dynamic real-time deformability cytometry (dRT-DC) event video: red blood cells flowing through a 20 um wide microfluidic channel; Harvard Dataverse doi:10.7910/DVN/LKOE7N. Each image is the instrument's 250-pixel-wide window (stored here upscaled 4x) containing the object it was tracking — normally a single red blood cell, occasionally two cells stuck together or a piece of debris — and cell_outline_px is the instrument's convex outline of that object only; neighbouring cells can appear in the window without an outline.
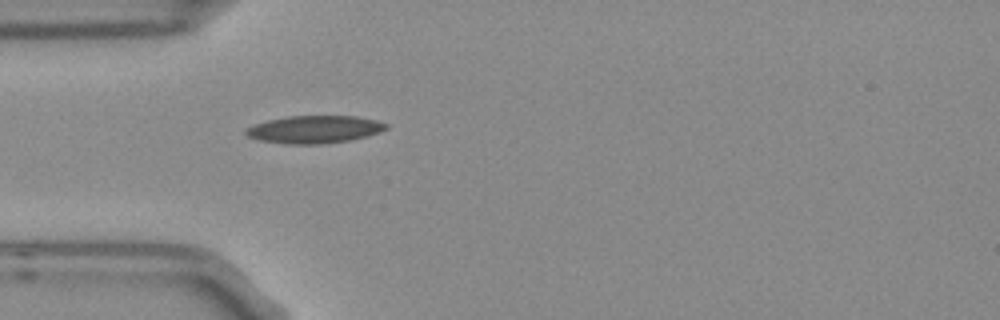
{"species": "Egyptian fruit bat (a non-hibernating species)", "species_latin": "Rousettus aegyptiacus", "temperature_condition": "room temperature", "stored_images_in_passage": 2, "camera_frame_rate_fps": 3000, "um_per_image_px": 0.085, "frame": {"image": 1, "passage_image": 2, "time_ms": 0.333, "image_size_px": [1000, 320], "cell_outline_px": [[388, 128], [380, 132], [368, 136], [352, 140], [324, 144], [284, 144], [260, 140], [248, 136], [244, 132], [244, 128], [252, 124], [268, 120], [288, 116], [356, 116], [376, 120], [388, 124]], "centroid_in_image_um": [26.72, 11.0], "position_along_channel_um": 58.3, "area_um2": 22.83}}